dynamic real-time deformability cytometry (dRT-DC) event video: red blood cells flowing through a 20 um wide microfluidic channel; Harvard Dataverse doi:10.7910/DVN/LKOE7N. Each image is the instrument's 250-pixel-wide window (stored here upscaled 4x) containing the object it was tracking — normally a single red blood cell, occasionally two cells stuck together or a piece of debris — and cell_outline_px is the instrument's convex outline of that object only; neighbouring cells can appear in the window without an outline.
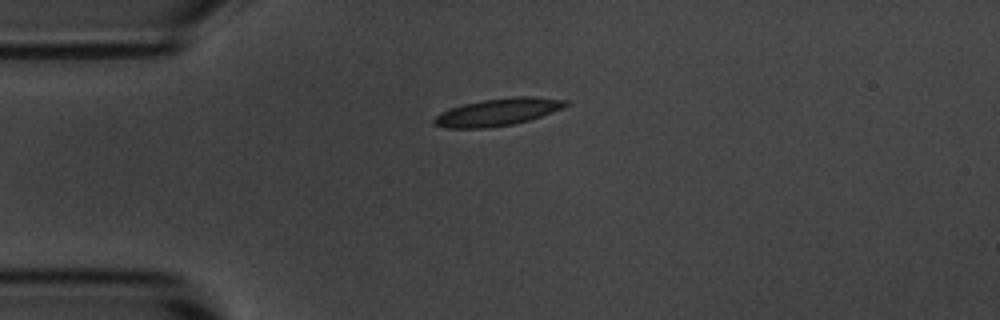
{"species": "common noctule bat (a hibernating species)", "species_latin": "Nyctalus noctula", "temperature_condition": "room temperature", "stored_images_in_passage": 3, "camera_frame_rate_fps": 3000, "um_per_image_px": 0.085, "animal": {"sex": "male", "body_mass_g": 20.1, "forearm_length_mm": 53.5}, "frame": {"image": 1, "passage_image": 1, "time_ms": 0.0, "image_size_px": [1000, 320], "cell_outline_px": [[568, 104], [560, 108], [540, 116], [528, 120], [512, 124], [484, 128], [448, 128], [432, 124], [432, 120], [440, 112], [464, 104], [484, 100], [516, 96], [532, 96], [568, 100]], "centroid_in_image_um": [42.27, 9.52], "position_along_channel_um": 42.7, "area_um2": 20.58}}